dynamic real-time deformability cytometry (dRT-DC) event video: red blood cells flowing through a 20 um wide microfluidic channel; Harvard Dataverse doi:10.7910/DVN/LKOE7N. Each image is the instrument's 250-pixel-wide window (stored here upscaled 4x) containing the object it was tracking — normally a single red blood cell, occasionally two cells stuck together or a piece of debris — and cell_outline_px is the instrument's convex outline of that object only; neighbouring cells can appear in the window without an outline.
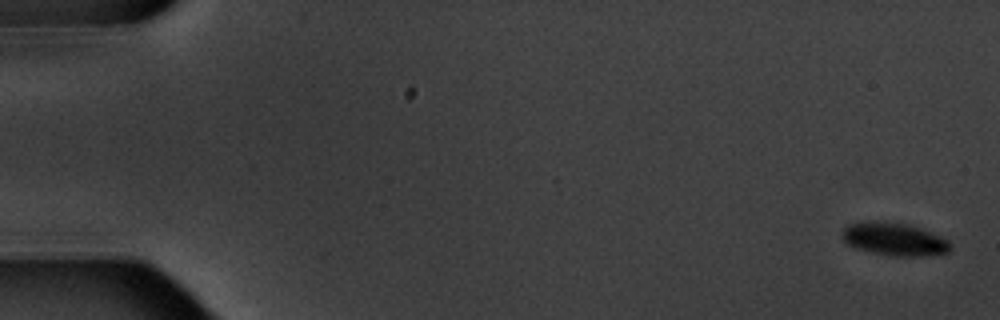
{"species": "common noctule bat (a hibernating species)", "species_latin": "Nyctalus noctula", "temperature_condition": "warm", "stored_images_in_passage": 8, "camera_frame_rate_fps": 3000, "um_per_image_px": 0.085, "animal": {"sex": "male", "body_mass_g": 20.1, "forearm_length_mm": 53.5}, "frame": {"image": 1, "passage_image": 1, "time_ms": 0.0, "image_size_px": [1000, 320], "cell_outline_px": [[952, 248], [948, 252], [920, 256], [892, 256], [872, 252], [856, 248], [848, 244], [844, 240], [840, 232], [848, 224], [904, 224], [920, 228], [940, 236], [948, 240], [952, 244]], "centroid_in_image_um": [76.07, 20.38], "position_along_channel_um": 8.9, "area_um2": 19.83}}
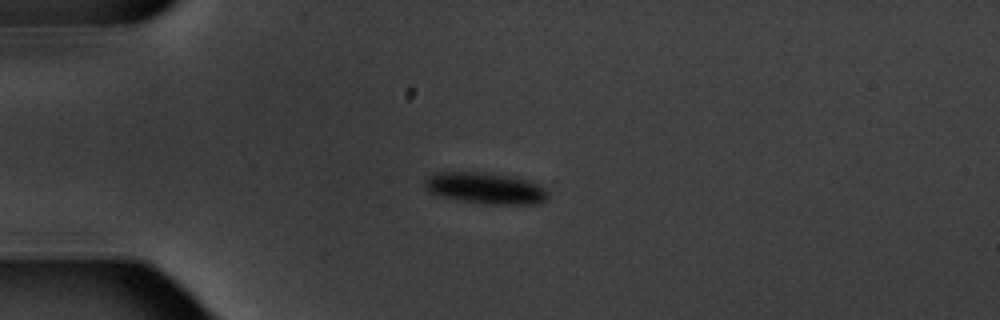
{"frame": {"image": 2, "passage_image": 5, "time_ms": 4.667, "image_size_px": [1000, 320], "cell_outline_px": [[548, 200], [536, 204], [488, 204], [464, 200], [444, 196], [428, 192], [424, 184], [424, 180], [436, 172], [484, 172], [532, 180], [544, 188], [548, 192]], "centroid_in_image_um": [41.32, 15.99], "position_along_channel_um": 43.7, "area_um2": 22.37}}